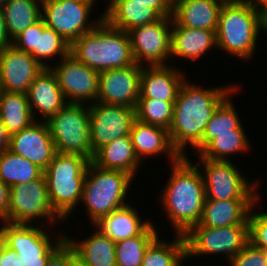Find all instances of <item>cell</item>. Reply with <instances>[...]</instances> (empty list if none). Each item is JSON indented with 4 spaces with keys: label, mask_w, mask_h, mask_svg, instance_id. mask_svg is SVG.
<instances>
[{
    "label": "cell",
    "mask_w": 267,
    "mask_h": 266,
    "mask_svg": "<svg viewBox=\"0 0 267 266\" xmlns=\"http://www.w3.org/2000/svg\"><path fill=\"white\" fill-rule=\"evenodd\" d=\"M219 86L203 88L198 84L190 83L187 78L181 84L174 102L172 122L168 129L172 146L180 156L188 157L189 154L185 149L189 145L195 150V154L200 151V141L206 124L219 105L239 85L234 83Z\"/></svg>",
    "instance_id": "cell-1"
},
{
    "label": "cell",
    "mask_w": 267,
    "mask_h": 266,
    "mask_svg": "<svg viewBox=\"0 0 267 266\" xmlns=\"http://www.w3.org/2000/svg\"><path fill=\"white\" fill-rule=\"evenodd\" d=\"M187 156L170 165L169 179L160 192L162 211L175 234L185 235L202 217L205 187L199 166Z\"/></svg>",
    "instance_id": "cell-2"
},
{
    "label": "cell",
    "mask_w": 267,
    "mask_h": 266,
    "mask_svg": "<svg viewBox=\"0 0 267 266\" xmlns=\"http://www.w3.org/2000/svg\"><path fill=\"white\" fill-rule=\"evenodd\" d=\"M261 31L267 34V19L251 0H226L216 30L217 49L239 60L250 61L254 58Z\"/></svg>",
    "instance_id": "cell-3"
},
{
    "label": "cell",
    "mask_w": 267,
    "mask_h": 266,
    "mask_svg": "<svg viewBox=\"0 0 267 266\" xmlns=\"http://www.w3.org/2000/svg\"><path fill=\"white\" fill-rule=\"evenodd\" d=\"M70 54L99 73L135 64L129 34L104 19L71 44Z\"/></svg>",
    "instance_id": "cell-4"
},
{
    "label": "cell",
    "mask_w": 267,
    "mask_h": 266,
    "mask_svg": "<svg viewBox=\"0 0 267 266\" xmlns=\"http://www.w3.org/2000/svg\"><path fill=\"white\" fill-rule=\"evenodd\" d=\"M91 161L76 154L56 152L44 170L48 198L54 211L65 221L81 202L83 183Z\"/></svg>",
    "instance_id": "cell-5"
},
{
    "label": "cell",
    "mask_w": 267,
    "mask_h": 266,
    "mask_svg": "<svg viewBox=\"0 0 267 266\" xmlns=\"http://www.w3.org/2000/svg\"><path fill=\"white\" fill-rule=\"evenodd\" d=\"M134 180L126 172L101 169L89 163L80 203L82 206L85 204V212L92 226L102 217L130 204L126 198Z\"/></svg>",
    "instance_id": "cell-6"
},
{
    "label": "cell",
    "mask_w": 267,
    "mask_h": 266,
    "mask_svg": "<svg viewBox=\"0 0 267 266\" xmlns=\"http://www.w3.org/2000/svg\"><path fill=\"white\" fill-rule=\"evenodd\" d=\"M56 152L76 154L92 161L90 113L86 104L68 103L46 121Z\"/></svg>",
    "instance_id": "cell-7"
},
{
    "label": "cell",
    "mask_w": 267,
    "mask_h": 266,
    "mask_svg": "<svg viewBox=\"0 0 267 266\" xmlns=\"http://www.w3.org/2000/svg\"><path fill=\"white\" fill-rule=\"evenodd\" d=\"M195 164L200 166L202 174L205 199L234 200V199H256L259 196L258 180L249 182L248 177L232 163L231 160H207L198 158Z\"/></svg>",
    "instance_id": "cell-8"
},
{
    "label": "cell",
    "mask_w": 267,
    "mask_h": 266,
    "mask_svg": "<svg viewBox=\"0 0 267 266\" xmlns=\"http://www.w3.org/2000/svg\"><path fill=\"white\" fill-rule=\"evenodd\" d=\"M96 0H42V19L46 26L60 34L70 45L84 33L92 31L103 14L90 18ZM90 14V15H89Z\"/></svg>",
    "instance_id": "cell-9"
},
{
    "label": "cell",
    "mask_w": 267,
    "mask_h": 266,
    "mask_svg": "<svg viewBox=\"0 0 267 266\" xmlns=\"http://www.w3.org/2000/svg\"><path fill=\"white\" fill-rule=\"evenodd\" d=\"M44 219L46 223L57 225L64 220L54 211L48 198L45 176L9 188L8 223L37 224ZM55 221V222H54Z\"/></svg>",
    "instance_id": "cell-10"
},
{
    "label": "cell",
    "mask_w": 267,
    "mask_h": 266,
    "mask_svg": "<svg viewBox=\"0 0 267 266\" xmlns=\"http://www.w3.org/2000/svg\"><path fill=\"white\" fill-rule=\"evenodd\" d=\"M184 237L187 259L206 254L222 255L230 261L249 242V225L214 228L197 224Z\"/></svg>",
    "instance_id": "cell-11"
},
{
    "label": "cell",
    "mask_w": 267,
    "mask_h": 266,
    "mask_svg": "<svg viewBox=\"0 0 267 266\" xmlns=\"http://www.w3.org/2000/svg\"><path fill=\"white\" fill-rule=\"evenodd\" d=\"M14 224L5 222L0 227V240L18 253L22 262L48 261L50 256L66 241L65 232H60L56 240L45 231L47 225ZM60 234V235H59ZM50 235V236H49ZM51 239V240H50Z\"/></svg>",
    "instance_id": "cell-12"
},
{
    "label": "cell",
    "mask_w": 267,
    "mask_h": 266,
    "mask_svg": "<svg viewBox=\"0 0 267 266\" xmlns=\"http://www.w3.org/2000/svg\"><path fill=\"white\" fill-rule=\"evenodd\" d=\"M172 24V16L162 17L154 23L136 27L128 32L136 64L169 65L167 63L169 58L171 60Z\"/></svg>",
    "instance_id": "cell-13"
},
{
    "label": "cell",
    "mask_w": 267,
    "mask_h": 266,
    "mask_svg": "<svg viewBox=\"0 0 267 266\" xmlns=\"http://www.w3.org/2000/svg\"><path fill=\"white\" fill-rule=\"evenodd\" d=\"M54 64L56 65H51L50 69L56 76L58 86L68 103L88 105L97 101L98 71L81 63L72 54L59 60V63L55 61Z\"/></svg>",
    "instance_id": "cell-14"
},
{
    "label": "cell",
    "mask_w": 267,
    "mask_h": 266,
    "mask_svg": "<svg viewBox=\"0 0 267 266\" xmlns=\"http://www.w3.org/2000/svg\"><path fill=\"white\" fill-rule=\"evenodd\" d=\"M90 113V144L93 153L123 136H129L136 120L135 108L108 105L100 102L88 104Z\"/></svg>",
    "instance_id": "cell-15"
},
{
    "label": "cell",
    "mask_w": 267,
    "mask_h": 266,
    "mask_svg": "<svg viewBox=\"0 0 267 266\" xmlns=\"http://www.w3.org/2000/svg\"><path fill=\"white\" fill-rule=\"evenodd\" d=\"M142 65L105 70L99 73L97 102L135 108L140 96Z\"/></svg>",
    "instance_id": "cell-16"
},
{
    "label": "cell",
    "mask_w": 267,
    "mask_h": 266,
    "mask_svg": "<svg viewBox=\"0 0 267 266\" xmlns=\"http://www.w3.org/2000/svg\"><path fill=\"white\" fill-rule=\"evenodd\" d=\"M44 69L31 54L13 45L0 49L1 91L27 94L31 83Z\"/></svg>",
    "instance_id": "cell-17"
},
{
    "label": "cell",
    "mask_w": 267,
    "mask_h": 266,
    "mask_svg": "<svg viewBox=\"0 0 267 266\" xmlns=\"http://www.w3.org/2000/svg\"><path fill=\"white\" fill-rule=\"evenodd\" d=\"M8 150L33 162L43 171L56 153L48 125L40 120L11 134Z\"/></svg>",
    "instance_id": "cell-18"
},
{
    "label": "cell",
    "mask_w": 267,
    "mask_h": 266,
    "mask_svg": "<svg viewBox=\"0 0 267 266\" xmlns=\"http://www.w3.org/2000/svg\"><path fill=\"white\" fill-rule=\"evenodd\" d=\"M175 65L142 66L139 99L175 102L187 75ZM179 68V69H177ZM186 75V76H185Z\"/></svg>",
    "instance_id": "cell-19"
},
{
    "label": "cell",
    "mask_w": 267,
    "mask_h": 266,
    "mask_svg": "<svg viewBox=\"0 0 267 266\" xmlns=\"http://www.w3.org/2000/svg\"><path fill=\"white\" fill-rule=\"evenodd\" d=\"M27 96L35 121H47L68 104L50 68H45L31 83ZM36 114L41 117L37 119Z\"/></svg>",
    "instance_id": "cell-20"
},
{
    "label": "cell",
    "mask_w": 267,
    "mask_h": 266,
    "mask_svg": "<svg viewBox=\"0 0 267 266\" xmlns=\"http://www.w3.org/2000/svg\"><path fill=\"white\" fill-rule=\"evenodd\" d=\"M130 138L138 160L142 163L144 157L167 155L169 163L176 162L181 156L173 148L168 130L135 120L130 131Z\"/></svg>",
    "instance_id": "cell-21"
},
{
    "label": "cell",
    "mask_w": 267,
    "mask_h": 266,
    "mask_svg": "<svg viewBox=\"0 0 267 266\" xmlns=\"http://www.w3.org/2000/svg\"><path fill=\"white\" fill-rule=\"evenodd\" d=\"M217 48L216 30L180 26L174 19L171 31V56L199 60L208 50Z\"/></svg>",
    "instance_id": "cell-22"
},
{
    "label": "cell",
    "mask_w": 267,
    "mask_h": 266,
    "mask_svg": "<svg viewBox=\"0 0 267 266\" xmlns=\"http://www.w3.org/2000/svg\"><path fill=\"white\" fill-rule=\"evenodd\" d=\"M67 235L65 239L73 248L79 266H117L116 243L95 226L94 233L81 241Z\"/></svg>",
    "instance_id": "cell-23"
},
{
    "label": "cell",
    "mask_w": 267,
    "mask_h": 266,
    "mask_svg": "<svg viewBox=\"0 0 267 266\" xmlns=\"http://www.w3.org/2000/svg\"><path fill=\"white\" fill-rule=\"evenodd\" d=\"M103 19L113 28L129 32L143 25L154 23L162 16L146 3H131V0H109Z\"/></svg>",
    "instance_id": "cell-24"
},
{
    "label": "cell",
    "mask_w": 267,
    "mask_h": 266,
    "mask_svg": "<svg viewBox=\"0 0 267 266\" xmlns=\"http://www.w3.org/2000/svg\"><path fill=\"white\" fill-rule=\"evenodd\" d=\"M255 199H205L199 226L227 227L249 225L248 218Z\"/></svg>",
    "instance_id": "cell-25"
},
{
    "label": "cell",
    "mask_w": 267,
    "mask_h": 266,
    "mask_svg": "<svg viewBox=\"0 0 267 266\" xmlns=\"http://www.w3.org/2000/svg\"><path fill=\"white\" fill-rule=\"evenodd\" d=\"M226 0H181L172 6V18L188 28L217 30L220 10Z\"/></svg>",
    "instance_id": "cell-26"
},
{
    "label": "cell",
    "mask_w": 267,
    "mask_h": 266,
    "mask_svg": "<svg viewBox=\"0 0 267 266\" xmlns=\"http://www.w3.org/2000/svg\"><path fill=\"white\" fill-rule=\"evenodd\" d=\"M91 162L101 169L126 172L133 178L142 165L135 154L130 135L117 138L99 148Z\"/></svg>",
    "instance_id": "cell-27"
},
{
    "label": "cell",
    "mask_w": 267,
    "mask_h": 266,
    "mask_svg": "<svg viewBox=\"0 0 267 266\" xmlns=\"http://www.w3.org/2000/svg\"><path fill=\"white\" fill-rule=\"evenodd\" d=\"M128 204L120 209L102 217L93 226L108 236L115 243L127 238L141 234L151 223L150 220H143L137 209Z\"/></svg>",
    "instance_id": "cell-28"
},
{
    "label": "cell",
    "mask_w": 267,
    "mask_h": 266,
    "mask_svg": "<svg viewBox=\"0 0 267 266\" xmlns=\"http://www.w3.org/2000/svg\"><path fill=\"white\" fill-rule=\"evenodd\" d=\"M242 123L232 132L213 133L211 139L196 156L207 160L229 161V155L250 151L249 138Z\"/></svg>",
    "instance_id": "cell-29"
},
{
    "label": "cell",
    "mask_w": 267,
    "mask_h": 266,
    "mask_svg": "<svg viewBox=\"0 0 267 266\" xmlns=\"http://www.w3.org/2000/svg\"><path fill=\"white\" fill-rule=\"evenodd\" d=\"M0 119L10 134L30 126L35 119L27 94L0 91Z\"/></svg>",
    "instance_id": "cell-30"
},
{
    "label": "cell",
    "mask_w": 267,
    "mask_h": 266,
    "mask_svg": "<svg viewBox=\"0 0 267 266\" xmlns=\"http://www.w3.org/2000/svg\"><path fill=\"white\" fill-rule=\"evenodd\" d=\"M7 33L11 40L42 17V0H8L3 6Z\"/></svg>",
    "instance_id": "cell-31"
},
{
    "label": "cell",
    "mask_w": 267,
    "mask_h": 266,
    "mask_svg": "<svg viewBox=\"0 0 267 266\" xmlns=\"http://www.w3.org/2000/svg\"><path fill=\"white\" fill-rule=\"evenodd\" d=\"M172 241L157 237L146 249L141 266H182L187 260L184 235L175 234Z\"/></svg>",
    "instance_id": "cell-32"
},
{
    "label": "cell",
    "mask_w": 267,
    "mask_h": 266,
    "mask_svg": "<svg viewBox=\"0 0 267 266\" xmlns=\"http://www.w3.org/2000/svg\"><path fill=\"white\" fill-rule=\"evenodd\" d=\"M44 171L10 150L0 153V180L9 188L41 178Z\"/></svg>",
    "instance_id": "cell-33"
},
{
    "label": "cell",
    "mask_w": 267,
    "mask_h": 266,
    "mask_svg": "<svg viewBox=\"0 0 267 266\" xmlns=\"http://www.w3.org/2000/svg\"><path fill=\"white\" fill-rule=\"evenodd\" d=\"M151 223L141 234L116 242L117 266H141L146 249L159 236Z\"/></svg>",
    "instance_id": "cell-34"
},
{
    "label": "cell",
    "mask_w": 267,
    "mask_h": 266,
    "mask_svg": "<svg viewBox=\"0 0 267 266\" xmlns=\"http://www.w3.org/2000/svg\"><path fill=\"white\" fill-rule=\"evenodd\" d=\"M70 44L42 19V31H37L36 49L31 53L44 68H50L54 58L62 59L70 54ZM49 62V63H48Z\"/></svg>",
    "instance_id": "cell-35"
},
{
    "label": "cell",
    "mask_w": 267,
    "mask_h": 266,
    "mask_svg": "<svg viewBox=\"0 0 267 266\" xmlns=\"http://www.w3.org/2000/svg\"><path fill=\"white\" fill-rule=\"evenodd\" d=\"M238 91L237 88L213 113L206 124L202 140L200 141V150L213 139V133L232 132L233 129H236L241 124L240 115L236 112V107L231 99L233 94L235 95Z\"/></svg>",
    "instance_id": "cell-36"
},
{
    "label": "cell",
    "mask_w": 267,
    "mask_h": 266,
    "mask_svg": "<svg viewBox=\"0 0 267 266\" xmlns=\"http://www.w3.org/2000/svg\"><path fill=\"white\" fill-rule=\"evenodd\" d=\"M174 102L155 99H138L135 107L139 122L169 129L173 118Z\"/></svg>",
    "instance_id": "cell-37"
},
{
    "label": "cell",
    "mask_w": 267,
    "mask_h": 266,
    "mask_svg": "<svg viewBox=\"0 0 267 266\" xmlns=\"http://www.w3.org/2000/svg\"><path fill=\"white\" fill-rule=\"evenodd\" d=\"M259 202L260 196L254 200L249 214V241L260 249H267V211L255 212Z\"/></svg>",
    "instance_id": "cell-38"
},
{
    "label": "cell",
    "mask_w": 267,
    "mask_h": 266,
    "mask_svg": "<svg viewBox=\"0 0 267 266\" xmlns=\"http://www.w3.org/2000/svg\"><path fill=\"white\" fill-rule=\"evenodd\" d=\"M231 266H267L263 250L250 241L230 261Z\"/></svg>",
    "instance_id": "cell-39"
},
{
    "label": "cell",
    "mask_w": 267,
    "mask_h": 266,
    "mask_svg": "<svg viewBox=\"0 0 267 266\" xmlns=\"http://www.w3.org/2000/svg\"><path fill=\"white\" fill-rule=\"evenodd\" d=\"M37 31H42V18L15 37L12 45L18 50L31 54L36 49Z\"/></svg>",
    "instance_id": "cell-40"
},
{
    "label": "cell",
    "mask_w": 267,
    "mask_h": 266,
    "mask_svg": "<svg viewBox=\"0 0 267 266\" xmlns=\"http://www.w3.org/2000/svg\"><path fill=\"white\" fill-rule=\"evenodd\" d=\"M46 266H79L73 248L65 241L49 258Z\"/></svg>",
    "instance_id": "cell-41"
},
{
    "label": "cell",
    "mask_w": 267,
    "mask_h": 266,
    "mask_svg": "<svg viewBox=\"0 0 267 266\" xmlns=\"http://www.w3.org/2000/svg\"><path fill=\"white\" fill-rule=\"evenodd\" d=\"M131 3H146L155 9L162 17L172 16V5L168 0H131Z\"/></svg>",
    "instance_id": "cell-42"
},
{
    "label": "cell",
    "mask_w": 267,
    "mask_h": 266,
    "mask_svg": "<svg viewBox=\"0 0 267 266\" xmlns=\"http://www.w3.org/2000/svg\"><path fill=\"white\" fill-rule=\"evenodd\" d=\"M18 253L0 240V266H18Z\"/></svg>",
    "instance_id": "cell-43"
},
{
    "label": "cell",
    "mask_w": 267,
    "mask_h": 266,
    "mask_svg": "<svg viewBox=\"0 0 267 266\" xmlns=\"http://www.w3.org/2000/svg\"><path fill=\"white\" fill-rule=\"evenodd\" d=\"M9 187L0 180V223L8 222Z\"/></svg>",
    "instance_id": "cell-44"
},
{
    "label": "cell",
    "mask_w": 267,
    "mask_h": 266,
    "mask_svg": "<svg viewBox=\"0 0 267 266\" xmlns=\"http://www.w3.org/2000/svg\"><path fill=\"white\" fill-rule=\"evenodd\" d=\"M10 45H12V40L7 33L3 8L0 7V49Z\"/></svg>",
    "instance_id": "cell-45"
},
{
    "label": "cell",
    "mask_w": 267,
    "mask_h": 266,
    "mask_svg": "<svg viewBox=\"0 0 267 266\" xmlns=\"http://www.w3.org/2000/svg\"><path fill=\"white\" fill-rule=\"evenodd\" d=\"M11 134L6 129V126L0 119V153L9 148Z\"/></svg>",
    "instance_id": "cell-46"
},
{
    "label": "cell",
    "mask_w": 267,
    "mask_h": 266,
    "mask_svg": "<svg viewBox=\"0 0 267 266\" xmlns=\"http://www.w3.org/2000/svg\"><path fill=\"white\" fill-rule=\"evenodd\" d=\"M256 9L267 19V0H251Z\"/></svg>",
    "instance_id": "cell-47"
},
{
    "label": "cell",
    "mask_w": 267,
    "mask_h": 266,
    "mask_svg": "<svg viewBox=\"0 0 267 266\" xmlns=\"http://www.w3.org/2000/svg\"><path fill=\"white\" fill-rule=\"evenodd\" d=\"M48 261H41V262H22L18 259V266H46Z\"/></svg>",
    "instance_id": "cell-48"
},
{
    "label": "cell",
    "mask_w": 267,
    "mask_h": 266,
    "mask_svg": "<svg viewBox=\"0 0 267 266\" xmlns=\"http://www.w3.org/2000/svg\"><path fill=\"white\" fill-rule=\"evenodd\" d=\"M169 3L173 6L175 5L178 1H181V0H168Z\"/></svg>",
    "instance_id": "cell-49"
},
{
    "label": "cell",
    "mask_w": 267,
    "mask_h": 266,
    "mask_svg": "<svg viewBox=\"0 0 267 266\" xmlns=\"http://www.w3.org/2000/svg\"><path fill=\"white\" fill-rule=\"evenodd\" d=\"M8 0H0V7L3 8L4 4L7 2Z\"/></svg>",
    "instance_id": "cell-50"
},
{
    "label": "cell",
    "mask_w": 267,
    "mask_h": 266,
    "mask_svg": "<svg viewBox=\"0 0 267 266\" xmlns=\"http://www.w3.org/2000/svg\"><path fill=\"white\" fill-rule=\"evenodd\" d=\"M263 250V254L265 256V260H266V263H267V249H262Z\"/></svg>",
    "instance_id": "cell-51"
}]
</instances>
